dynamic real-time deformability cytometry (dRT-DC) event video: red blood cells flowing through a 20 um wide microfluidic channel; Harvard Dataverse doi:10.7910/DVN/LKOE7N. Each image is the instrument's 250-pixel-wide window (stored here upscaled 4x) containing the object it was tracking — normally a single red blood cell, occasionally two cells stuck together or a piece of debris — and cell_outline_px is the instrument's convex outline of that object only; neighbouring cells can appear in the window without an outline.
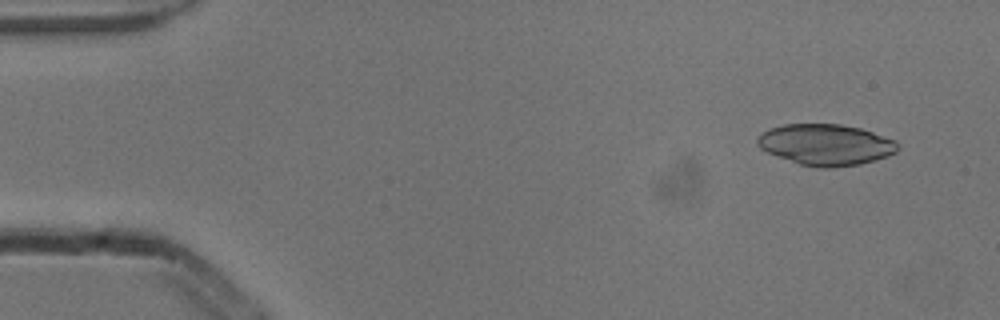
{"species": "common noctule bat (a hibernating species)", "species_latin": "Nyctalus noctula", "temperature_condition": "cold", "stored_images_in_passage": 4, "camera_frame_rate_fps": 3000, "um_per_image_px": 0.085, "animal": {"sex": "male", "body_mass_g": 13.3}, "frame": {"image": 1, "passage_image": 1, "time_ms": 0.0, "image_size_px": [1000, 320], "cell_outline_px": [[900, 148], [896, 152], [888, 156], [876, 160], [860, 164], [832, 168], [816, 168], [800, 164], [776, 156], [760, 148], [756, 144], [756, 140], [760, 132], [784, 124], [840, 124], [860, 128], [896, 140], [900, 144]], "centroid_in_image_um": [70.2, 12.3], "position_along_channel_um": 14.8, "area_um2": 33.93}}